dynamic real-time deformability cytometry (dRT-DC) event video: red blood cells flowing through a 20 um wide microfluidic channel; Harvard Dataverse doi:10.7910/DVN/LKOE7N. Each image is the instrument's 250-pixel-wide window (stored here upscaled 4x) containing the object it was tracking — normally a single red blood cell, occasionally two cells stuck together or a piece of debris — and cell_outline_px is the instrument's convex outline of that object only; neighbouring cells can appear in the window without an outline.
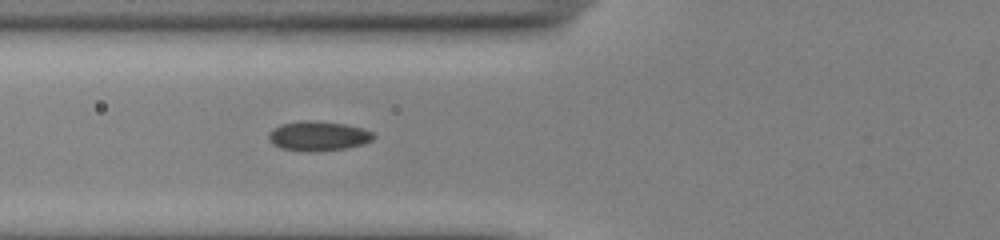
{"species": "common noctule bat (a hibernating species)", "species_latin": "Nyctalus noctula", "temperature_condition": "cold", "stored_images_in_passage": 35, "camera_frame_rate_fps": 3000, "um_per_image_px": 0.085, "animal": {"sex": "male", "body_mass_g": 13.0, "forearm_length_mm": 53.1}, "frame": {"image": 1, "passage_image": 3, "time_ms": 0.667, "image_size_px": [1000, 240], "cell_outline_px": [[376, 136], [372, 140], [364, 144], [348, 148], [308, 152], [280, 148], [272, 144], [268, 140], [268, 132], [272, 128], [280, 124], [304, 120], [308, 120], [348, 124], [364, 128], [372, 132]], "centroid_in_image_um": [27.04, 11.56], "position_along_channel_um": 98.8, "area_um2": 18.44}}
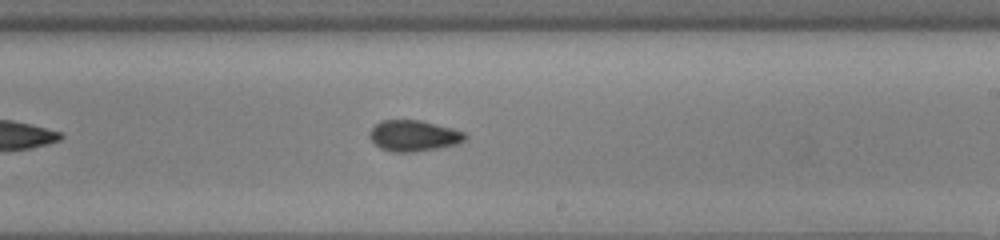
{"frame": {"image": 2, "passage_image": 15, "time_ms": 4.667, "image_size_px": [1000, 240], "cell_outline_px": [[468, 136], [460, 144], [440, 148], [412, 152], [392, 152], [380, 148], [368, 136], [368, 132], [380, 120], [420, 120], [452, 128], [464, 132]], "centroid_in_image_um": [35.17, 11.54], "position_along_channel_um": 253.8, "area_um2": 17.4}}
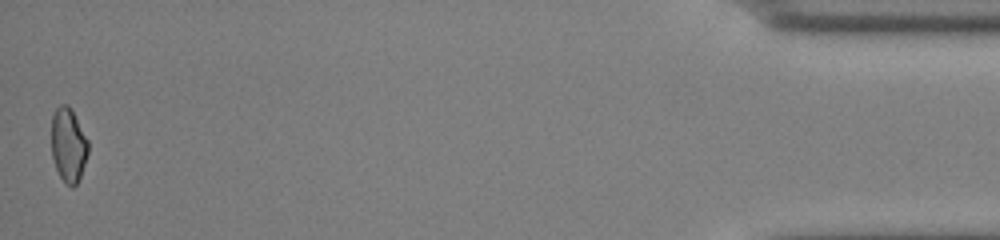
{"frame": {"image": 3, "passage_image": 35, "time_ms": 11.333, "image_size_px": [1000, 240], "cell_outline_px": [[88, 152], [80, 176], [76, 184], [72, 188], [64, 184], [56, 168], [52, 156], [52, 116], [56, 108], [60, 104], [68, 104], [88, 140]], "centroid_in_image_um": [5.8, 12.34], "position_along_channel_um": 429.4, "area_um2": 15.72}, "authors_computed_cell_mechanics": {"area_um2": 16.9354, "velocity_mm_per_s": 3.877, "shape_relaxation_time_tau1_ms": 4.1064, "shape_relaxation_time_tau2_ms": 3.7211, "deformation_change_tau1": 0.0696, "deformation_change_tau2": 0.0772}}